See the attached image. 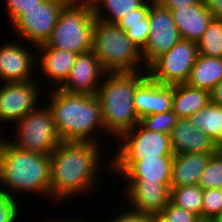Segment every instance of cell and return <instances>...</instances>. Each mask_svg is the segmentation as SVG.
<instances>
[{
	"instance_id": "83f0119b",
	"label": "cell",
	"mask_w": 222,
	"mask_h": 222,
	"mask_svg": "<svg viewBox=\"0 0 222 222\" xmlns=\"http://www.w3.org/2000/svg\"><path fill=\"white\" fill-rule=\"evenodd\" d=\"M198 185L202 189H222V153L219 150L211 155Z\"/></svg>"
},
{
	"instance_id": "3957f363",
	"label": "cell",
	"mask_w": 222,
	"mask_h": 222,
	"mask_svg": "<svg viewBox=\"0 0 222 222\" xmlns=\"http://www.w3.org/2000/svg\"><path fill=\"white\" fill-rule=\"evenodd\" d=\"M1 137L0 182L7 186L2 191L12 199L19 191L50 197V155L21 150Z\"/></svg>"
},
{
	"instance_id": "4fadbf2b",
	"label": "cell",
	"mask_w": 222,
	"mask_h": 222,
	"mask_svg": "<svg viewBox=\"0 0 222 222\" xmlns=\"http://www.w3.org/2000/svg\"><path fill=\"white\" fill-rule=\"evenodd\" d=\"M174 156H157L144 158L139 161H113L115 172H119L128 180H146L170 184L172 178V164Z\"/></svg>"
},
{
	"instance_id": "f546056e",
	"label": "cell",
	"mask_w": 222,
	"mask_h": 222,
	"mask_svg": "<svg viewBox=\"0 0 222 222\" xmlns=\"http://www.w3.org/2000/svg\"><path fill=\"white\" fill-rule=\"evenodd\" d=\"M222 215V189H203L201 221H211Z\"/></svg>"
},
{
	"instance_id": "484cf974",
	"label": "cell",
	"mask_w": 222,
	"mask_h": 222,
	"mask_svg": "<svg viewBox=\"0 0 222 222\" xmlns=\"http://www.w3.org/2000/svg\"><path fill=\"white\" fill-rule=\"evenodd\" d=\"M203 189L199 185H186L170 188V201L187 211L193 212L201 219Z\"/></svg>"
},
{
	"instance_id": "e0dca14e",
	"label": "cell",
	"mask_w": 222,
	"mask_h": 222,
	"mask_svg": "<svg viewBox=\"0 0 222 222\" xmlns=\"http://www.w3.org/2000/svg\"><path fill=\"white\" fill-rule=\"evenodd\" d=\"M170 140L174 154H213L218 150L215 142L203 131L196 129L189 118L177 120L170 133Z\"/></svg>"
},
{
	"instance_id": "9c48e42d",
	"label": "cell",
	"mask_w": 222,
	"mask_h": 222,
	"mask_svg": "<svg viewBox=\"0 0 222 222\" xmlns=\"http://www.w3.org/2000/svg\"><path fill=\"white\" fill-rule=\"evenodd\" d=\"M119 139L121 146L114 156V161H139L157 156H174L170 135L150 131L140 123Z\"/></svg>"
},
{
	"instance_id": "ffe728a7",
	"label": "cell",
	"mask_w": 222,
	"mask_h": 222,
	"mask_svg": "<svg viewBox=\"0 0 222 222\" xmlns=\"http://www.w3.org/2000/svg\"><path fill=\"white\" fill-rule=\"evenodd\" d=\"M212 154H174L170 188L198 185Z\"/></svg>"
},
{
	"instance_id": "52a82bcc",
	"label": "cell",
	"mask_w": 222,
	"mask_h": 222,
	"mask_svg": "<svg viewBox=\"0 0 222 222\" xmlns=\"http://www.w3.org/2000/svg\"><path fill=\"white\" fill-rule=\"evenodd\" d=\"M16 123L18 139L10 143L21 150L50 155L63 142L48 106L36 107Z\"/></svg>"
},
{
	"instance_id": "9a60e30c",
	"label": "cell",
	"mask_w": 222,
	"mask_h": 222,
	"mask_svg": "<svg viewBox=\"0 0 222 222\" xmlns=\"http://www.w3.org/2000/svg\"><path fill=\"white\" fill-rule=\"evenodd\" d=\"M125 195L130 198L132 210L150 215H159L170 201V184L128 180Z\"/></svg>"
},
{
	"instance_id": "ac0fdd59",
	"label": "cell",
	"mask_w": 222,
	"mask_h": 222,
	"mask_svg": "<svg viewBox=\"0 0 222 222\" xmlns=\"http://www.w3.org/2000/svg\"><path fill=\"white\" fill-rule=\"evenodd\" d=\"M35 57V59L33 58ZM33 60V61H32ZM36 56L16 42L0 47V78L5 82H25L30 77Z\"/></svg>"
},
{
	"instance_id": "5b68a950",
	"label": "cell",
	"mask_w": 222,
	"mask_h": 222,
	"mask_svg": "<svg viewBox=\"0 0 222 222\" xmlns=\"http://www.w3.org/2000/svg\"><path fill=\"white\" fill-rule=\"evenodd\" d=\"M92 51L106 72H136L143 63L141 50L126 32L116 23L99 19L94 20Z\"/></svg>"
},
{
	"instance_id": "7402d4cb",
	"label": "cell",
	"mask_w": 222,
	"mask_h": 222,
	"mask_svg": "<svg viewBox=\"0 0 222 222\" xmlns=\"http://www.w3.org/2000/svg\"><path fill=\"white\" fill-rule=\"evenodd\" d=\"M38 49L43 53L39 60V64L41 65L40 69L43 70L44 75H47L50 80H54L57 86L56 88H60L61 84L63 85L69 77L71 68L78 54L57 48Z\"/></svg>"
},
{
	"instance_id": "ee69618b",
	"label": "cell",
	"mask_w": 222,
	"mask_h": 222,
	"mask_svg": "<svg viewBox=\"0 0 222 222\" xmlns=\"http://www.w3.org/2000/svg\"><path fill=\"white\" fill-rule=\"evenodd\" d=\"M48 222H49V221H48ZM50 222H69V221H65V220H64V221H55V220H54V221H50ZM71 222H73V221H71ZM74 222H76V221H74Z\"/></svg>"
},
{
	"instance_id": "d6a6232c",
	"label": "cell",
	"mask_w": 222,
	"mask_h": 222,
	"mask_svg": "<svg viewBox=\"0 0 222 222\" xmlns=\"http://www.w3.org/2000/svg\"><path fill=\"white\" fill-rule=\"evenodd\" d=\"M0 189V222H15L18 215V203Z\"/></svg>"
},
{
	"instance_id": "d590c367",
	"label": "cell",
	"mask_w": 222,
	"mask_h": 222,
	"mask_svg": "<svg viewBox=\"0 0 222 222\" xmlns=\"http://www.w3.org/2000/svg\"><path fill=\"white\" fill-rule=\"evenodd\" d=\"M126 213H121V215H117L116 218L112 219L110 222H151V215L145 214L142 212H137L134 210H130ZM123 214V215H122Z\"/></svg>"
},
{
	"instance_id": "4316f807",
	"label": "cell",
	"mask_w": 222,
	"mask_h": 222,
	"mask_svg": "<svg viewBox=\"0 0 222 222\" xmlns=\"http://www.w3.org/2000/svg\"><path fill=\"white\" fill-rule=\"evenodd\" d=\"M198 53L209 57H222V20L212 19L197 42Z\"/></svg>"
},
{
	"instance_id": "7bdbcfd3",
	"label": "cell",
	"mask_w": 222,
	"mask_h": 222,
	"mask_svg": "<svg viewBox=\"0 0 222 222\" xmlns=\"http://www.w3.org/2000/svg\"><path fill=\"white\" fill-rule=\"evenodd\" d=\"M217 148H218V150L222 153V143H219V144L217 145Z\"/></svg>"
},
{
	"instance_id": "8fae6325",
	"label": "cell",
	"mask_w": 222,
	"mask_h": 222,
	"mask_svg": "<svg viewBox=\"0 0 222 222\" xmlns=\"http://www.w3.org/2000/svg\"><path fill=\"white\" fill-rule=\"evenodd\" d=\"M149 11L150 32L141 56L147 67L155 58L170 50L180 39L171 11L156 0H151Z\"/></svg>"
},
{
	"instance_id": "44dd1931",
	"label": "cell",
	"mask_w": 222,
	"mask_h": 222,
	"mask_svg": "<svg viewBox=\"0 0 222 222\" xmlns=\"http://www.w3.org/2000/svg\"><path fill=\"white\" fill-rule=\"evenodd\" d=\"M211 102L210 91L184 84L173 85L172 111L178 119L189 118Z\"/></svg>"
},
{
	"instance_id": "cb8c5ba5",
	"label": "cell",
	"mask_w": 222,
	"mask_h": 222,
	"mask_svg": "<svg viewBox=\"0 0 222 222\" xmlns=\"http://www.w3.org/2000/svg\"><path fill=\"white\" fill-rule=\"evenodd\" d=\"M196 129L207 134L216 145L222 141V106L209 103L189 117Z\"/></svg>"
},
{
	"instance_id": "ab89813d",
	"label": "cell",
	"mask_w": 222,
	"mask_h": 222,
	"mask_svg": "<svg viewBox=\"0 0 222 222\" xmlns=\"http://www.w3.org/2000/svg\"><path fill=\"white\" fill-rule=\"evenodd\" d=\"M151 222H167L160 214L159 215H151Z\"/></svg>"
},
{
	"instance_id": "f35d334b",
	"label": "cell",
	"mask_w": 222,
	"mask_h": 222,
	"mask_svg": "<svg viewBox=\"0 0 222 222\" xmlns=\"http://www.w3.org/2000/svg\"><path fill=\"white\" fill-rule=\"evenodd\" d=\"M211 103L222 106V80L210 91Z\"/></svg>"
},
{
	"instance_id": "f1b7e54d",
	"label": "cell",
	"mask_w": 222,
	"mask_h": 222,
	"mask_svg": "<svg viewBox=\"0 0 222 222\" xmlns=\"http://www.w3.org/2000/svg\"><path fill=\"white\" fill-rule=\"evenodd\" d=\"M177 116L172 111H166L158 114H148L139 120V123L150 131H156L170 135L173 127L177 123Z\"/></svg>"
},
{
	"instance_id": "277c9868",
	"label": "cell",
	"mask_w": 222,
	"mask_h": 222,
	"mask_svg": "<svg viewBox=\"0 0 222 222\" xmlns=\"http://www.w3.org/2000/svg\"><path fill=\"white\" fill-rule=\"evenodd\" d=\"M144 72L143 75L138 71L106 72L108 77L100 82L96 94L102 109L104 132L120 138L139 123L133 99L135 89L148 77Z\"/></svg>"
},
{
	"instance_id": "603a6c76",
	"label": "cell",
	"mask_w": 222,
	"mask_h": 222,
	"mask_svg": "<svg viewBox=\"0 0 222 222\" xmlns=\"http://www.w3.org/2000/svg\"><path fill=\"white\" fill-rule=\"evenodd\" d=\"M222 80V57L198 54L186 84L211 91Z\"/></svg>"
},
{
	"instance_id": "7c38bea8",
	"label": "cell",
	"mask_w": 222,
	"mask_h": 222,
	"mask_svg": "<svg viewBox=\"0 0 222 222\" xmlns=\"http://www.w3.org/2000/svg\"><path fill=\"white\" fill-rule=\"evenodd\" d=\"M39 87L35 80L4 84L0 88V122L11 120L15 123L35 110L40 95Z\"/></svg>"
},
{
	"instance_id": "8d00e7d4",
	"label": "cell",
	"mask_w": 222,
	"mask_h": 222,
	"mask_svg": "<svg viewBox=\"0 0 222 222\" xmlns=\"http://www.w3.org/2000/svg\"><path fill=\"white\" fill-rule=\"evenodd\" d=\"M164 8L172 11L174 9H179L180 7H186L189 5H194L199 3L201 0H156Z\"/></svg>"
},
{
	"instance_id": "1f68e13d",
	"label": "cell",
	"mask_w": 222,
	"mask_h": 222,
	"mask_svg": "<svg viewBox=\"0 0 222 222\" xmlns=\"http://www.w3.org/2000/svg\"><path fill=\"white\" fill-rule=\"evenodd\" d=\"M151 7V2H145L141 7L136 10H132V13L125 15L121 18L116 24L127 31V25H136V24H149V11Z\"/></svg>"
},
{
	"instance_id": "30bf717a",
	"label": "cell",
	"mask_w": 222,
	"mask_h": 222,
	"mask_svg": "<svg viewBox=\"0 0 222 222\" xmlns=\"http://www.w3.org/2000/svg\"><path fill=\"white\" fill-rule=\"evenodd\" d=\"M67 0H44L37 7L26 10L13 23L23 38L39 46L45 44L57 23L61 9Z\"/></svg>"
},
{
	"instance_id": "7a4b0ae2",
	"label": "cell",
	"mask_w": 222,
	"mask_h": 222,
	"mask_svg": "<svg viewBox=\"0 0 222 222\" xmlns=\"http://www.w3.org/2000/svg\"><path fill=\"white\" fill-rule=\"evenodd\" d=\"M49 95L48 107L62 141H99L91 135L95 129L105 130L96 94H72L55 87Z\"/></svg>"
},
{
	"instance_id": "60d3db41",
	"label": "cell",
	"mask_w": 222,
	"mask_h": 222,
	"mask_svg": "<svg viewBox=\"0 0 222 222\" xmlns=\"http://www.w3.org/2000/svg\"><path fill=\"white\" fill-rule=\"evenodd\" d=\"M69 3H82L92 5L96 0H67Z\"/></svg>"
},
{
	"instance_id": "2e32d148",
	"label": "cell",
	"mask_w": 222,
	"mask_h": 222,
	"mask_svg": "<svg viewBox=\"0 0 222 222\" xmlns=\"http://www.w3.org/2000/svg\"><path fill=\"white\" fill-rule=\"evenodd\" d=\"M173 85H163L147 77L134 91L138 118L172 110Z\"/></svg>"
},
{
	"instance_id": "d4e9b609",
	"label": "cell",
	"mask_w": 222,
	"mask_h": 222,
	"mask_svg": "<svg viewBox=\"0 0 222 222\" xmlns=\"http://www.w3.org/2000/svg\"><path fill=\"white\" fill-rule=\"evenodd\" d=\"M146 1L147 0H96L92 4L94 18L108 23H117L125 15L132 13V10L141 7ZM101 8H104V11H107L109 16H103Z\"/></svg>"
},
{
	"instance_id": "4dcf8cb0",
	"label": "cell",
	"mask_w": 222,
	"mask_h": 222,
	"mask_svg": "<svg viewBox=\"0 0 222 222\" xmlns=\"http://www.w3.org/2000/svg\"><path fill=\"white\" fill-rule=\"evenodd\" d=\"M160 215L167 222H201L198 215L174 205L171 201L163 208Z\"/></svg>"
},
{
	"instance_id": "ba28073f",
	"label": "cell",
	"mask_w": 222,
	"mask_h": 222,
	"mask_svg": "<svg viewBox=\"0 0 222 222\" xmlns=\"http://www.w3.org/2000/svg\"><path fill=\"white\" fill-rule=\"evenodd\" d=\"M198 54L196 42L180 39L169 51L145 67L147 75L163 85L184 84L189 79Z\"/></svg>"
},
{
	"instance_id": "b9f144b4",
	"label": "cell",
	"mask_w": 222,
	"mask_h": 222,
	"mask_svg": "<svg viewBox=\"0 0 222 222\" xmlns=\"http://www.w3.org/2000/svg\"><path fill=\"white\" fill-rule=\"evenodd\" d=\"M211 222H222V215H221V216H218V217H216V218H213V219L211 220Z\"/></svg>"
},
{
	"instance_id": "6da1fadb",
	"label": "cell",
	"mask_w": 222,
	"mask_h": 222,
	"mask_svg": "<svg viewBox=\"0 0 222 222\" xmlns=\"http://www.w3.org/2000/svg\"><path fill=\"white\" fill-rule=\"evenodd\" d=\"M99 143L63 141L50 154V197L62 200L94 188L100 163ZM94 183V184H93Z\"/></svg>"
},
{
	"instance_id": "74e56055",
	"label": "cell",
	"mask_w": 222,
	"mask_h": 222,
	"mask_svg": "<svg viewBox=\"0 0 222 222\" xmlns=\"http://www.w3.org/2000/svg\"><path fill=\"white\" fill-rule=\"evenodd\" d=\"M214 19L222 20V0H203Z\"/></svg>"
},
{
	"instance_id": "d6986e66",
	"label": "cell",
	"mask_w": 222,
	"mask_h": 222,
	"mask_svg": "<svg viewBox=\"0 0 222 222\" xmlns=\"http://www.w3.org/2000/svg\"><path fill=\"white\" fill-rule=\"evenodd\" d=\"M171 14L181 39L196 43L201 39L213 19L203 0L194 5L174 9Z\"/></svg>"
},
{
	"instance_id": "836d02e7",
	"label": "cell",
	"mask_w": 222,
	"mask_h": 222,
	"mask_svg": "<svg viewBox=\"0 0 222 222\" xmlns=\"http://www.w3.org/2000/svg\"><path fill=\"white\" fill-rule=\"evenodd\" d=\"M44 0H6L7 12L13 23L26 10L37 7Z\"/></svg>"
},
{
	"instance_id": "e575fe53",
	"label": "cell",
	"mask_w": 222,
	"mask_h": 222,
	"mask_svg": "<svg viewBox=\"0 0 222 222\" xmlns=\"http://www.w3.org/2000/svg\"><path fill=\"white\" fill-rule=\"evenodd\" d=\"M150 32L149 24L127 25V37L142 50L146 43Z\"/></svg>"
},
{
	"instance_id": "8992f818",
	"label": "cell",
	"mask_w": 222,
	"mask_h": 222,
	"mask_svg": "<svg viewBox=\"0 0 222 222\" xmlns=\"http://www.w3.org/2000/svg\"><path fill=\"white\" fill-rule=\"evenodd\" d=\"M93 8L90 4L67 2L45 44L38 48H57L77 54L92 50Z\"/></svg>"
},
{
	"instance_id": "5bb4252c",
	"label": "cell",
	"mask_w": 222,
	"mask_h": 222,
	"mask_svg": "<svg viewBox=\"0 0 222 222\" xmlns=\"http://www.w3.org/2000/svg\"><path fill=\"white\" fill-rule=\"evenodd\" d=\"M103 75H106V71L93 51L81 53L76 57L69 77L59 89L72 94H97L100 81L97 79Z\"/></svg>"
}]
</instances>
